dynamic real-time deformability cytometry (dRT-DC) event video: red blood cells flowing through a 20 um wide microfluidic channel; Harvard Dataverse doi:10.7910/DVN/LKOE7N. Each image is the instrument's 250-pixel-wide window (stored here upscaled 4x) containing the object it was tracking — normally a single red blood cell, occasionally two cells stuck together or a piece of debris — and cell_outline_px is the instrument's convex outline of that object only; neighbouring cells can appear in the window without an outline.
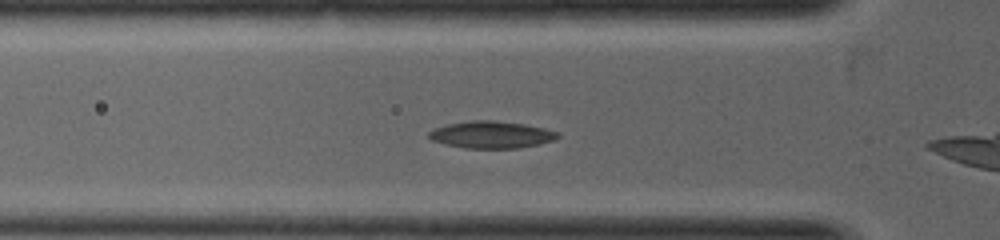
{"species": "common noctule bat (a hibernating species)", "species_latin": "Nyctalus noctula", "temperature_condition": "warm", "stored_images_in_passage": 7, "camera_frame_rate_fps": 5000, "um_per_image_px": 0.085, "animal": {"sex": "female", "body_mass_g": 19.0, "forearm_length_mm": 53.3}, "frame": {"image": 1, "passage_image": 3, "time_ms": 0.6, "image_size_px": [1000, 240], "cell_outline_px": [[560, 136], [552, 140], [536, 144], [516, 148], [464, 148], [432, 140], [428, 136], [428, 132], [436, 128], [448, 124], [472, 120], [492, 120], [524, 124], [556, 132]], "centroid_in_image_um": [41.72, 11.44], "position_along_channel_um": 84.1, "area_um2": 19.77}}
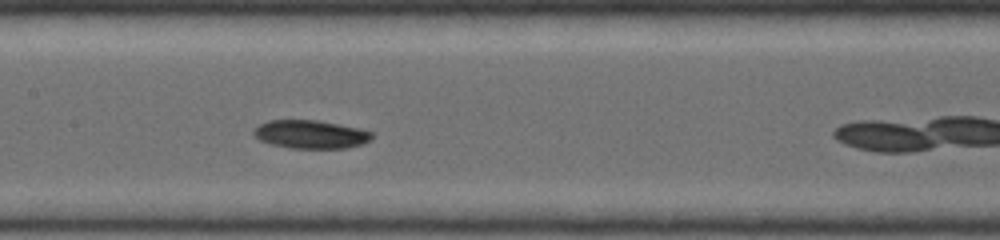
{"frame": {"image": 2, "passage_image": 6, "time_ms": 1.8, "image_size_px": [1000, 240], "cell_outline_px": [[372, 136], [368, 140], [360, 144], [344, 148], [292, 148], [272, 144], [260, 140], [252, 132], [260, 124], [268, 120], [316, 120], [356, 128], [372, 132]], "centroid_in_image_um": [26.36, 11.41], "position_along_channel_um": 181.0, "area_um2": 19.02}}